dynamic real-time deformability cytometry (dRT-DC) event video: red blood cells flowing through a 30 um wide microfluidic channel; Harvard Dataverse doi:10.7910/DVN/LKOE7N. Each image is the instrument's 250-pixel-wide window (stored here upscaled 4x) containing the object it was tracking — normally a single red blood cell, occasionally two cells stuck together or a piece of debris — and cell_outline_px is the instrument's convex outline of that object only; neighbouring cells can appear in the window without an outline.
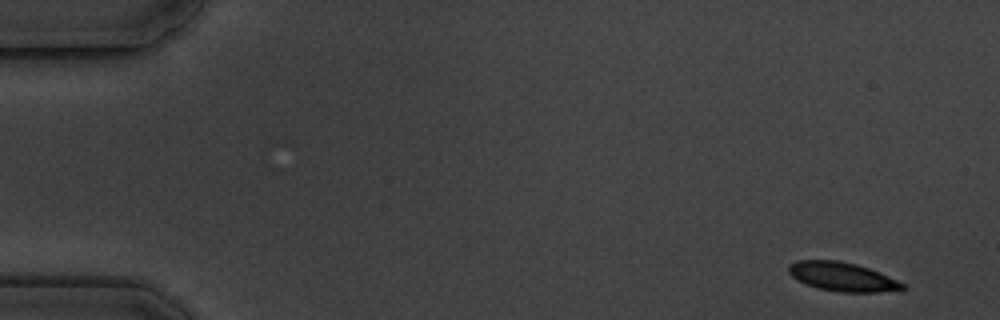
{"species": "common noctule bat (a hibernating species)", "species_latin": "Nyctalus noctula", "temperature_condition": "cold", "stored_images_in_passage": 6, "camera_frame_rate_fps": 3000, "um_per_image_px": 0.085, "animal": {"sex": "male", "body_mass_g": 19.5, "forearm_length_mm": 54.6}, "frame": {"image": 1, "passage_image": 1, "time_ms": 0.0, "image_size_px": [1000, 320], "cell_outline_px": [[908, 288], [900, 292], [840, 292], [816, 288], [792, 276], [788, 272], [788, 264], [796, 260], [840, 260], [856, 264], [880, 272], [904, 284]], "centroid_in_image_um": [71.65, 23.53], "position_along_channel_um": 13.3, "area_um2": 19.42}}